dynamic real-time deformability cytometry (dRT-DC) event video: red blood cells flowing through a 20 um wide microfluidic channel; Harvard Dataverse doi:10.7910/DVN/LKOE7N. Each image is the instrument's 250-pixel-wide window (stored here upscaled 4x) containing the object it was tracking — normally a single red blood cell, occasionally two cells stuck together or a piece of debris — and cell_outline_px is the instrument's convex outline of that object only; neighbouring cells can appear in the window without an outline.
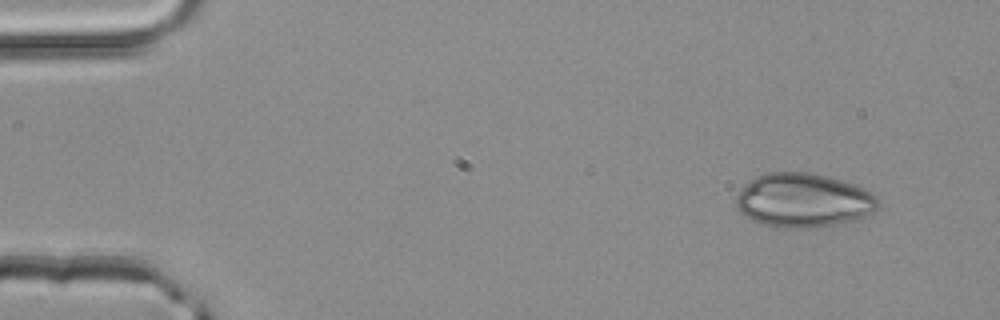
{"species": "common noctule bat (a hibernating species)", "species_latin": "Nyctalus noctula", "temperature_condition": "room temperature", "stored_images_in_passage": 3, "camera_frame_rate_fps": 3000, "um_per_image_px": 0.085, "animal": {"sex": "male", "body_mass_g": 20.4}, "frame": {"image": 1, "passage_image": 1, "time_ms": 0.0, "image_size_px": [1000, 320], "cell_outline_px": [[880, 204], [872, 212], [860, 220], [812, 228], [784, 228], [760, 224], [744, 216], [736, 208], [736, 196], [756, 176], [768, 172], [808, 172], [828, 176], [852, 184], [876, 196]], "centroid_in_image_um": [68.28, 17.05], "position_along_channel_um": 16.7, "area_um2": 44.68}}